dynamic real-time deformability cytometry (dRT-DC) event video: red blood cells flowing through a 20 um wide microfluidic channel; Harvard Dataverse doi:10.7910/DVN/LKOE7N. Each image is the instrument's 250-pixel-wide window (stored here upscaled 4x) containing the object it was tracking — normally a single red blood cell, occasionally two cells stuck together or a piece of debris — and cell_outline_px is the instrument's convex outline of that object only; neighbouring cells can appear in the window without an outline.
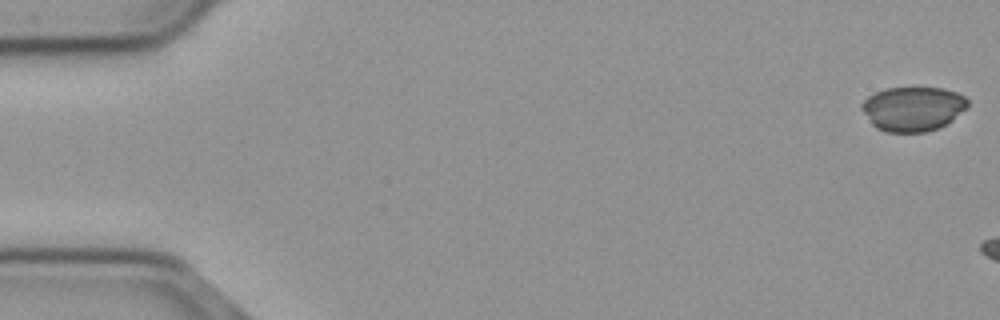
{"species": "common noctule bat (a hibernating species)", "species_latin": "Nyctalus noctula", "temperature_condition": "cold", "stored_images_in_passage": 48, "camera_frame_rate_fps": 3000, "um_per_image_px": 0.085, "animal": {"sex": "male", "body_mass_g": 23.1, "forearm_length_mm": 52.7}, "frame": {"image": 1, "passage_image": 1, "time_ms": 0.0, "image_size_px": [1000, 320], "cell_outline_px": [[968, 108], [952, 120], [940, 128], [924, 132], [884, 132], [876, 128], [872, 124], [860, 108], [860, 104], [868, 96], [884, 88], [912, 84], [916, 84], [944, 88], [956, 92], [964, 96], [968, 100]], "centroid_in_image_um": [77.6, 9.19], "position_along_channel_um": 7.4, "area_um2": 28.61}}
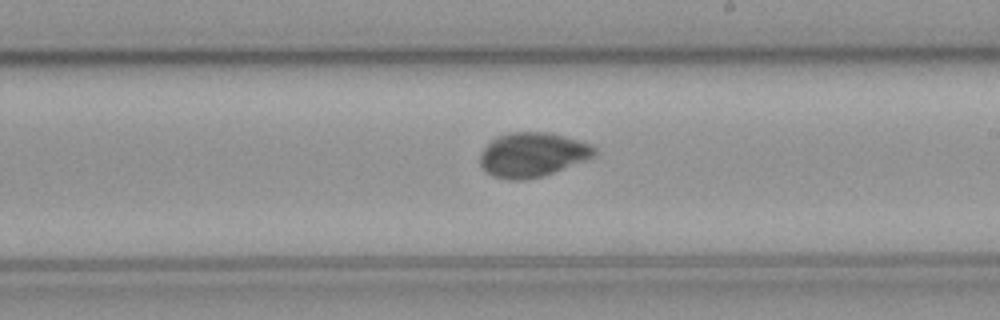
{"frame": {"image": 2, "passage_image": 32, "time_ms": 10.333, "image_size_px": [1000, 320], "cell_outline_px": [[596, 152], [592, 156], [584, 160], [552, 172], [540, 176], [524, 180], [508, 180], [492, 176], [484, 172], [480, 164], [480, 152], [496, 136], [508, 132], [552, 132], [588, 144], [596, 148]], "centroid_in_image_um": [45.17, 13.14], "position_along_channel_um": 243.8, "area_um2": 29.36}}
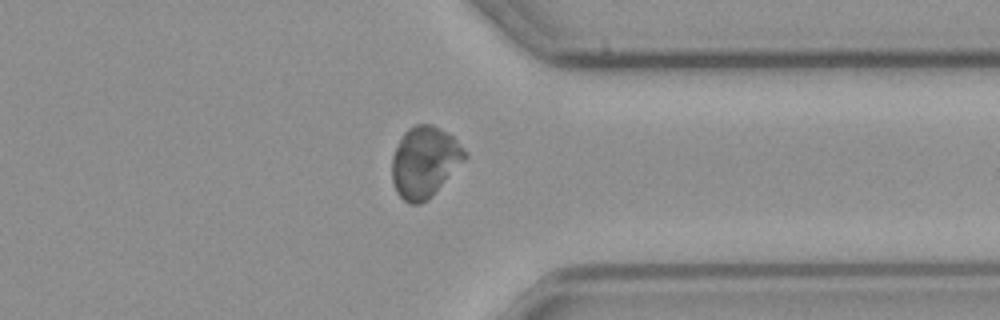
{"frame": {"image": 3, "passage_image": 43, "time_ms": 14.0, "image_size_px": [1000, 320], "cell_outline_px": [[468, 156], [432, 196], [428, 200], [420, 204], [412, 204], [404, 200], [396, 192], [392, 180], [392, 156], [404, 132], [408, 128], [416, 124], [432, 124], [440, 128], [452, 136], [468, 152]], "centroid_in_image_um": [36.1, 13.77], "position_along_channel_um": 375.3, "area_um2": 30.11}}